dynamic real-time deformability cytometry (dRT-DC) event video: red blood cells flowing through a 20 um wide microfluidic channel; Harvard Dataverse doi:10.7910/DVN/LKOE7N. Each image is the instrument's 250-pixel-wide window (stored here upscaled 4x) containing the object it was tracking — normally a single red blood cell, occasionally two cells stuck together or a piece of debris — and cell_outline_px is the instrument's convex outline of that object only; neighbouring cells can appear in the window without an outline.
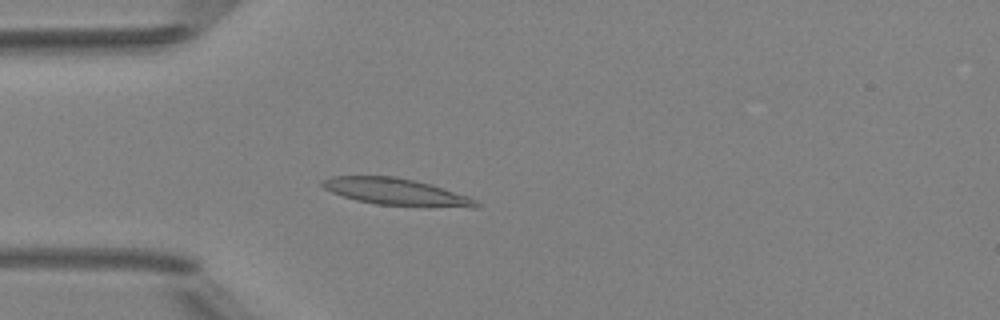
{"species": "Egyptian fruit bat (a non-hibernating species)", "species_latin": "Rousettus aegyptiacus", "temperature_condition": "room temperature", "stored_images_in_passage": 5, "camera_frame_rate_fps": 3000, "um_per_image_px": 0.085, "animal": {"sex": "female"}, "frame": {"image": 1, "passage_image": 5, "time_ms": 4.333, "image_size_px": [1000, 320], "cell_outline_px": [[480, 204], [476, 208], [472, 208], [376, 204], [356, 200], [332, 192], [324, 188], [320, 184], [324, 180], [332, 176], [396, 176], [432, 184], [468, 196], [476, 200]], "centroid_in_image_um": [33.71, 16.3], "position_along_channel_um": 51.3, "area_um2": 23.93}}